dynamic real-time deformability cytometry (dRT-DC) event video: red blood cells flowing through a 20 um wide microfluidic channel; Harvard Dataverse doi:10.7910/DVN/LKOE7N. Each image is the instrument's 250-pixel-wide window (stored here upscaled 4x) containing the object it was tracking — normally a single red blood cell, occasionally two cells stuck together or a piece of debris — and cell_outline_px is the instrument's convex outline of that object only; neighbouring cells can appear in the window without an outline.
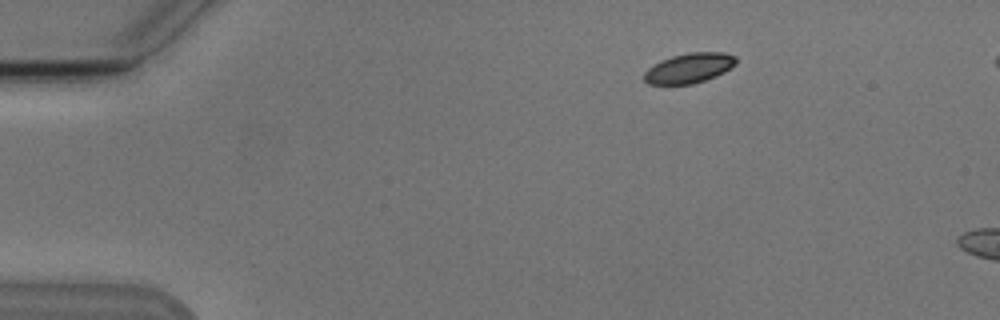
{"species": "Egyptian fruit bat (a non-hibernating species)", "species_latin": "Rousettus aegyptiacus", "temperature_condition": "cold", "stored_images_in_passage": 3, "camera_frame_rate_fps": 3000, "um_per_image_px": 0.085, "animal": {"sex": "male"}, "frame": {"image": 1, "passage_image": 1, "time_ms": 0.0, "image_size_px": [1000, 320], "cell_outline_px": [[736, 64], [724, 72], [716, 76], [692, 84], [648, 84], [644, 80], [644, 72], [648, 68], [660, 60], [672, 56], [688, 52], [724, 52], [736, 56]], "centroid_in_image_um": [58.58, 5.78], "position_along_channel_um": 26.4, "area_um2": 16.07}}